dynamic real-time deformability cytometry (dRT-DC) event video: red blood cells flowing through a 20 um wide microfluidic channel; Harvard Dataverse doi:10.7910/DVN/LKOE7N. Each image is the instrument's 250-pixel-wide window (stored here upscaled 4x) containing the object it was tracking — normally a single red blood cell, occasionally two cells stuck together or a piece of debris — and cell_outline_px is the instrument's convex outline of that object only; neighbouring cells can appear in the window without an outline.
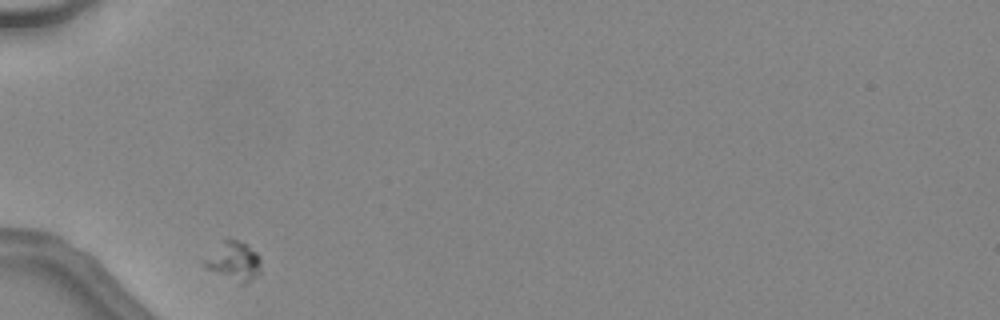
{"species": "common noctule bat (a hibernating species)", "species_latin": "Nyctalus noctula", "temperature_condition": "warm", "stored_images_in_passage": 28, "camera_frame_rate_fps": 3000, "um_per_image_px": 0.085, "animal": {"sex": "female", "body_mass_g": 24.6, "forearm_length_mm": 56.2}, "frame": {"image": 1, "passage_image": 1, "time_ms": 0.0, "image_size_px": [1000, 320], "cell_outline_px": [[260, 272], [252, 280], [244, 284], [240, 284], [204, 268], [204, 260], [228, 236], [244, 244], [256, 252], [260, 256]], "centroid_in_image_um": [19.89, 22.23], "position_along_channel_um": 65.1, "area_um2": 12.66}}
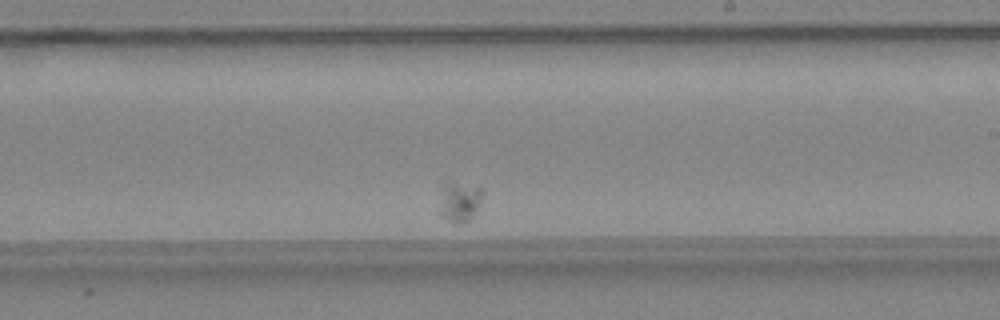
{"frame": {"image": 2, "passage_image": 17, "time_ms": 5.333, "image_size_px": [1000, 320], "cell_outline_px": [[480, 196], [476, 208], [468, 220], [460, 224], [452, 224], [440, 216], [436, 212], [444, 180], [480, 188]], "centroid_in_image_um": [38.9, 17.17], "position_along_channel_um": 250.1, "area_um2": 10.06}}